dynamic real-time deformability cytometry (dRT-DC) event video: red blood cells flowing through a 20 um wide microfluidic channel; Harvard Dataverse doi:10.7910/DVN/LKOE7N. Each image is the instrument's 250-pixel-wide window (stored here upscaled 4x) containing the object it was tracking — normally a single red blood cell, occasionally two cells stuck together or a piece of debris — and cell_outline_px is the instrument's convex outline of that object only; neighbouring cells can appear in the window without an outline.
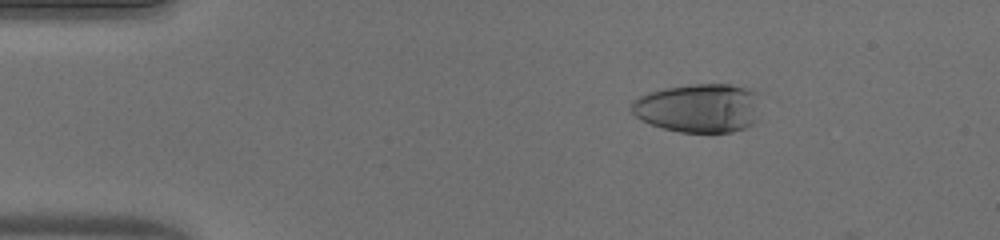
{"species": "human", "species_latin": "Homo sapiens", "temperature_condition": "warm", "stored_images_in_passage": 49, "camera_frame_rate_fps": 3000, "um_per_image_px": 0.085, "donor": {"sex": "male"}, "frame": {"image": 1, "passage_image": 7, "time_ms": 2.0, "image_size_px": [1000, 240], "cell_outline_px": [[760, 92], [756, 120], [752, 124], [744, 128], [732, 132], [680, 132], [664, 128], [640, 120], [632, 112], [632, 100], [648, 92], [664, 88], [688, 84], [728, 84], [752, 88]], "centroid_in_image_um": [59.42, 9.16], "position_along_channel_um": 25.6, "area_um2": 37.17}}
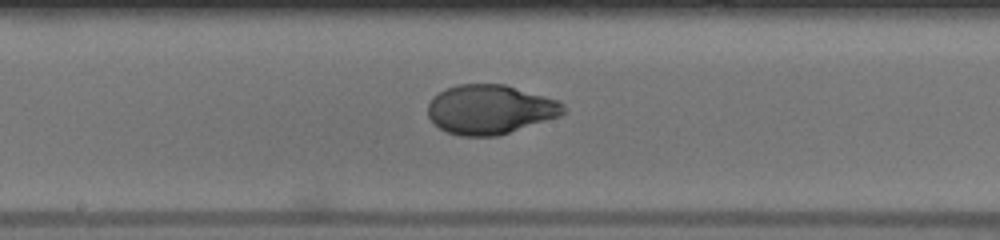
{"frame": {"image": 2, "passage_image": 26, "time_ms": 8.333, "image_size_px": [1000, 240], "cell_outline_px": [[564, 112], [560, 116], [496, 136], [460, 136], [448, 132], [440, 128], [428, 116], [428, 104], [432, 96], [444, 88], [456, 84], [504, 84], [544, 96], [556, 100], [564, 104]], "centroid_in_image_um": [41.61, 9.29], "position_along_channel_um": 206.6, "area_um2": 38.78}}
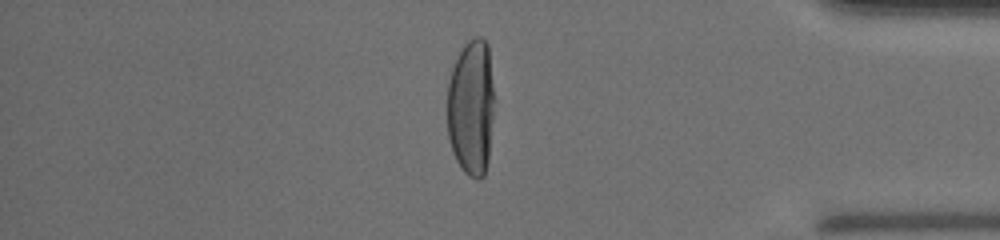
{"frame": {"image": 3, "passage_image": 42, "time_ms": 13.667, "image_size_px": [1000, 240], "cell_outline_px": [[492, 116], [488, 160], [484, 176], [480, 180], [476, 180], [468, 176], [464, 172], [456, 160], [452, 152], [448, 136], [448, 80], [452, 68], [464, 44], [468, 40], [476, 36], [480, 36], [488, 44], [492, 84]], "centroid_in_image_um": [40.03, 9.15], "position_along_channel_um": 395.2, "area_um2": 37.17}, "authors_computed_cell_mechanics": {"area_um2": 38.726, "velocity_mm_per_s": 4.0613, "shape_relaxation_time_tau1_ms": 5.6428, "shape_relaxation_time_tau2_ms": null, "deformation_change_tau1": 0.2936, "deformation_change_tau2": null}}